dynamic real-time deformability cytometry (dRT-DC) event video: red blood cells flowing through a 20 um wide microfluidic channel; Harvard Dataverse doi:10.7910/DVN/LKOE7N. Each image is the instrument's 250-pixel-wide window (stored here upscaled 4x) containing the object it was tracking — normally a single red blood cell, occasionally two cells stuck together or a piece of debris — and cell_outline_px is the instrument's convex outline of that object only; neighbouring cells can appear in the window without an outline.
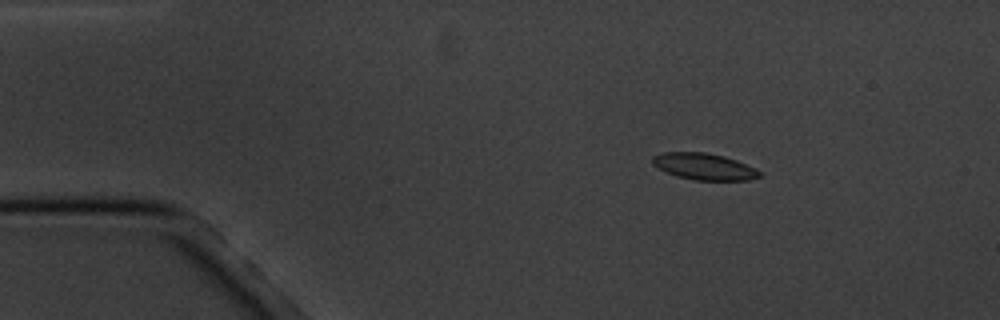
{"species": "common noctule bat (a hibernating species)", "species_latin": "Nyctalus noctula", "temperature_condition": "cold", "stored_images_in_passage": 7, "camera_frame_rate_fps": 3000, "um_per_image_px": 0.085, "animal": {"sex": "male", "body_mass_g": 20.1, "forearm_length_mm": 53.5}, "frame": {"image": 1, "passage_image": 1, "time_ms": 0.0, "image_size_px": [1000, 320], "cell_outline_px": [[760, 176], [748, 180], [696, 180], [676, 176], [652, 164], [652, 156], [664, 152], [704, 152], [724, 156], [736, 160], [760, 172]], "centroid_in_image_um": [59.81, 14.15], "position_along_channel_um": 25.2, "area_um2": 16.24}}
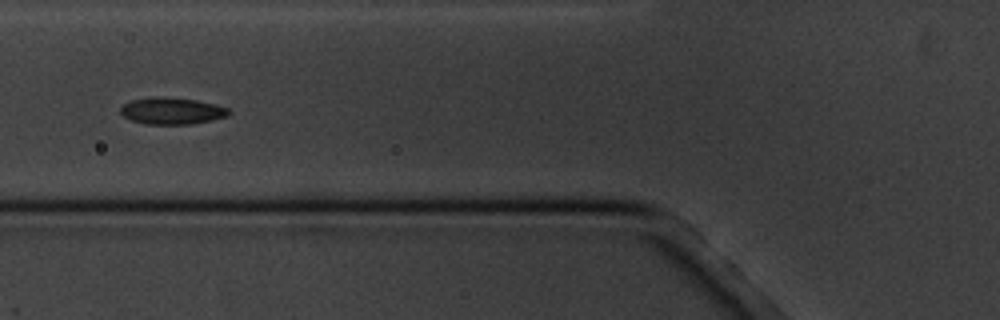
{"frame": {"image": 2, "passage_image": 4, "time_ms": 4.333, "image_size_px": [1000, 320], "cell_outline_px": [[232, 112], [228, 116], [212, 120], [192, 124], [144, 124], [132, 120], [124, 116], [120, 112], [120, 108], [124, 104], [132, 100], [196, 100], [228, 108]], "centroid_in_image_um": [14.67, 9.49], "position_along_channel_um": 111.1, "area_um2": 15.84}}
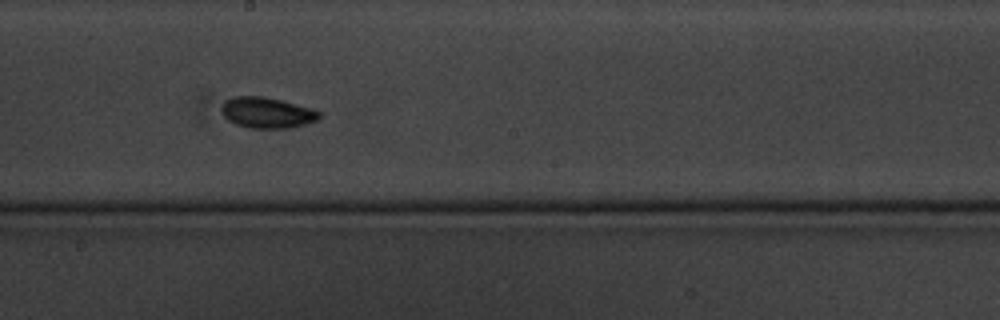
{"frame": {"image": 3, "passage_image": 7, "time_ms": 7.667, "image_size_px": [1000, 320], "cell_outline_px": [[320, 120], [288, 128], [248, 128], [236, 124], [228, 120], [224, 116], [220, 108], [224, 100], [236, 96], [264, 96], [312, 108], [320, 112]], "centroid_in_image_um": [22.68, 9.57], "position_along_channel_um": 225.5, "area_um2": 17.63}}